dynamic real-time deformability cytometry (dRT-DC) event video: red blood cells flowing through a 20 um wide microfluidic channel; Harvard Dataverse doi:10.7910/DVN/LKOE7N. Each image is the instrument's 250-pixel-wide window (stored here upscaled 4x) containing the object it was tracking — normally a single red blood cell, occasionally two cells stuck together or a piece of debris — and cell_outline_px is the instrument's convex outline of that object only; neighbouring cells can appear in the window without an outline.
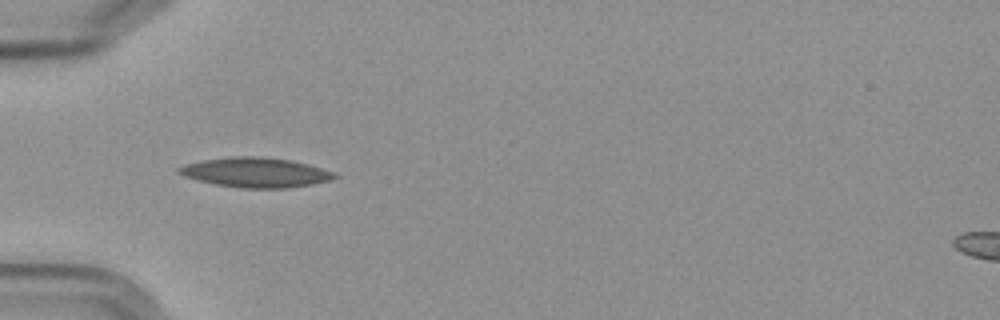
{"species": "Egyptian fruit bat (a non-hibernating species)", "species_latin": "Rousettus aegyptiacus", "temperature_condition": "cold", "stored_images_in_passage": 8, "camera_frame_rate_fps": 3000, "um_per_image_px": 0.085, "frame": {"image": 1, "passage_image": 5, "time_ms": 5.333, "image_size_px": [1000, 320], "cell_outline_px": [[340, 176], [332, 180], [312, 184], [288, 188], [240, 188], [216, 184], [184, 176], [176, 172], [176, 168], [184, 164], [200, 160], [232, 156], [260, 156], [292, 160], [308, 164], [336, 172]], "centroid_in_image_um": [21.75, 14.65], "position_along_channel_um": 63.3, "area_um2": 27.28}}
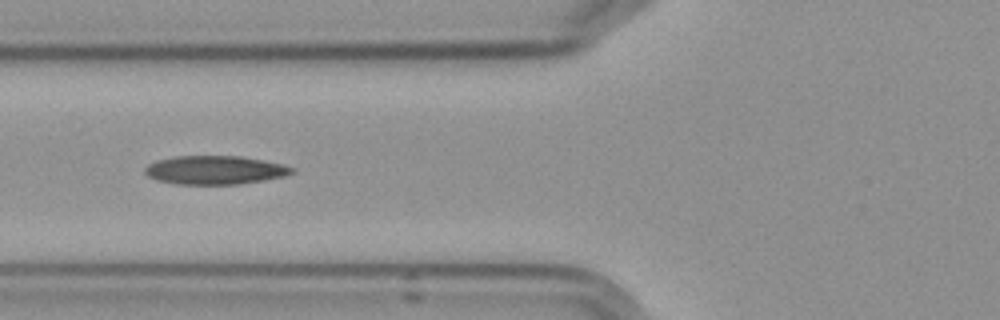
{"frame": {"image": 2, "passage_image": 6, "time_ms": 6.667, "image_size_px": [1000, 320], "cell_outline_px": [[296, 172], [284, 176], [264, 180], [236, 184], [176, 184], [156, 180], [148, 176], [144, 172], [144, 168], [148, 164], [156, 160], [176, 156], [240, 156], [280, 164], [296, 168]], "centroid_in_image_um": [18.24, 14.45], "position_along_channel_um": 107.6, "area_um2": 24.45}}
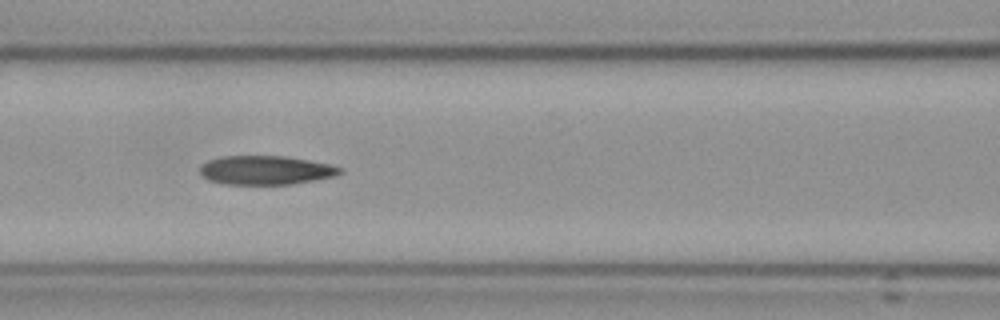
{"frame": {"image": 3, "passage_image": 7, "time_ms": 7.667, "image_size_px": [1000, 320], "cell_outline_px": [[344, 172], [336, 176], [292, 184], [224, 184], [208, 180], [200, 172], [200, 168], [208, 160], [224, 156], [284, 156], [332, 164], [344, 168]], "centroid_in_image_um": [22.65, 14.46], "position_along_channel_um": 143.9, "area_um2": 23.64}}